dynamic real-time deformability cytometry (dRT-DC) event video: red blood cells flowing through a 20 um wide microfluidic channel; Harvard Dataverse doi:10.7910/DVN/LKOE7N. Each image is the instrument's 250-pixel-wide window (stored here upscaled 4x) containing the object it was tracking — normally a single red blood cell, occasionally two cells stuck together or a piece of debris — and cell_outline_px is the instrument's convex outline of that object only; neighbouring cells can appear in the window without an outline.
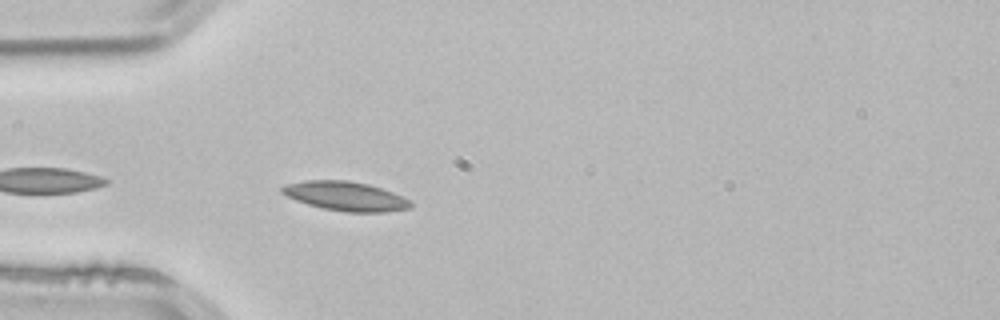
{"species": "common noctule bat (a hibernating species)", "species_latin": "Nyctalus noctula", "temperature_condition": "room temperature", "stored_images_in_passage": 2, "camera_frame_rate_fps": 3000, "um_per_image_px": 0.085, "animal": {"sex": "male", "body_mass_g": 21.5, "forearm_length_mm": 52.0}, "frame": {"image": 1, "passage_image": 2, "time_ms": 0.333, "image_size_px": [1000, 320], "cell_outline_px": [[412, 208], [388, 212], [344, 212], [324, 208], [308, 204], [296, 200], [280, 192], [280, 188], [284, 184], [304, 180], [348, 180], [368, 184], [392, 192], [412, 200]], "centroid_in_image_um": [29.39, 16.67], "position_along_channel_um": 55.6, "area_um2": 22.02}}